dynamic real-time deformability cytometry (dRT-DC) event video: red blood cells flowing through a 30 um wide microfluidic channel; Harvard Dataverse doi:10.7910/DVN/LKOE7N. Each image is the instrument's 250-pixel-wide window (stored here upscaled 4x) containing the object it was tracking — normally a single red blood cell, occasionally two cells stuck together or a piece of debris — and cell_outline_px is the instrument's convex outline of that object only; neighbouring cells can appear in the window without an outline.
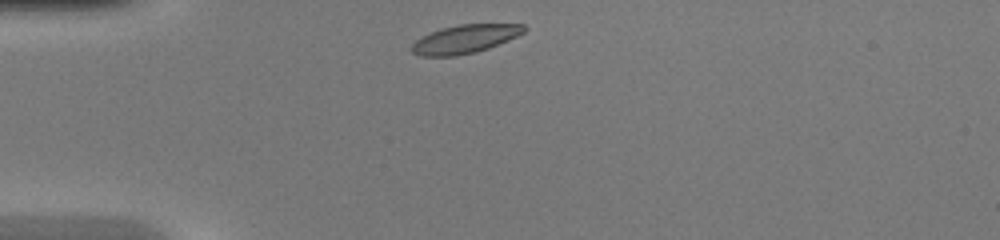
{"species": "common noctule bat (a hibernating species)", "species_latin": "Nyctalus noctula", "temperature_condition": "warm", "stored_images_in_passage": 31, "camera_frame_rate_fps": 3000, "um_per_image_px": 0.085, "animal": {"sex": "female", "body_mass_g": 20.0, "forearm_length_mm": 54.0}, "frame": {"image": 1, "passage_image": 1, "time_ms": 0.0, "image_size_px": [1000, 240], "cell_outline_px": [[528, 28], [524, 32], [516, 36], [488, 48], [476, 52], [456, 56], [420, 56], [412, 52], [412, 44], [416, 40], [440, 28], [460, 24], [524, 24]], "centroid_in_image_um": [39.52, 3.31], "position_along_channel_um": 45.5, "area_um2": 18.44}}
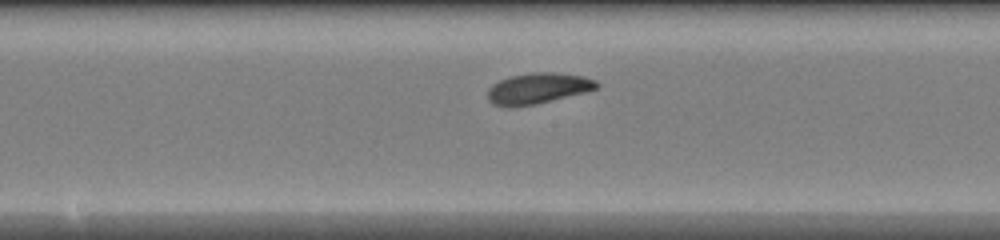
{"frame": {"image": 2, "passage_image": 14, "time_ms": 4.333, "image_size_px": [1000, 240], "cell_outline_px": [[600, 84], [596, 88], [588, 92], [536, 104], [508, 108], [492, 104], [488, 100], [488, 88], [492, 84], [500, 80], [512, 76], [532, 72], [552, 72], [584, 76], [596, 80]], "centroid_in_image_um": [45.72, 7.52], "position_along_channel_um": 202.5, "area_um2": 19.83}}
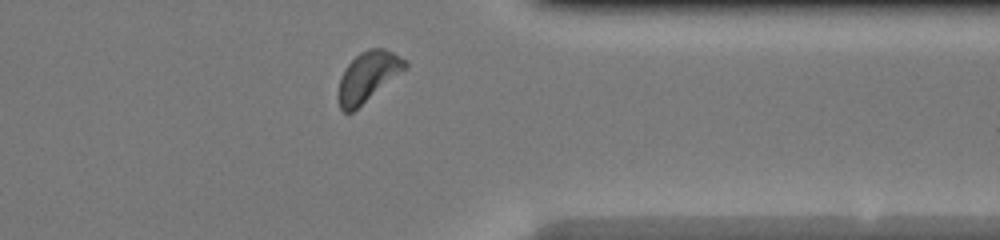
{"frame": {"image": 3, "passage_image": 27, "time_ms": 8.667, "image_size_px": [1000, 240], "cell_outline_px": [[408, 68], [352, 112], [344, 112], [340, 108], [336, 96], [340, 76], [344, 68], [360, 52], [368, 48], [384, 48], [408, 60]], "centroid_in_image_um": [31.27, 6.5], "position_along_channel_um": 380.1, "area_um2": 19.71}, "authors_computed_cell_mechanics": {"area_um2": 18.6694, "velocity_mm_per_s": 4.2365, "shape_relaxation_time_tau1_ms": 2.2191, "shape_relaxation_time_tau2_ms": 4.1974, "deformation_change_tau1": 0.1013, "deformation_change_tau2": 0.122}}